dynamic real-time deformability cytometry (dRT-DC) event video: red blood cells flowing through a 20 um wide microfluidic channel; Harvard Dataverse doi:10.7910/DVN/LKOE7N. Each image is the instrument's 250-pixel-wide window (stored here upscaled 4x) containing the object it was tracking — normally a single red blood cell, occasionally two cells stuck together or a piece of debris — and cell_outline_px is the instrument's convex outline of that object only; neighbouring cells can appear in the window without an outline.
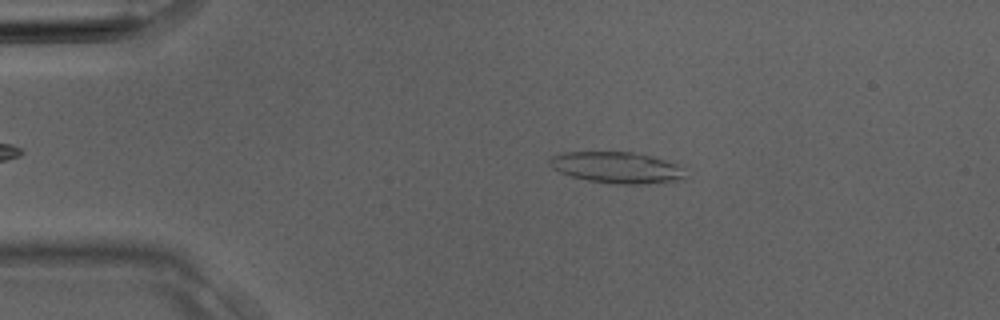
{"species": "Egyptian fruit bat (a non-hibernating species)", "species_latin": "Rousettus aegyptiacus", "temperature_condition": "room temperature", "stored_images_in_passage": 2, "camera_frame_rate_fps": 3000, "um_per_image_px": 0.085, "animal": {"sex": "male"}, "frame": {"image": 1, "passage_image": 1, "time_ms": 0.0, "image_size_px": [1000, 320], "cell_outline_px": [[684, 180], [644, 184], [616, 184], [588, 180], [572, 176], [560, 172], [552, 168], [548, 164], [548, 156], [564, 152], [632, 152], [652, 156], [676, 164], [680, 168], [684, 176]], "centroid_in_image_um": [52.37, 14.24], "position_along_channel_um": 32.6, "area_um2": 24.68}}